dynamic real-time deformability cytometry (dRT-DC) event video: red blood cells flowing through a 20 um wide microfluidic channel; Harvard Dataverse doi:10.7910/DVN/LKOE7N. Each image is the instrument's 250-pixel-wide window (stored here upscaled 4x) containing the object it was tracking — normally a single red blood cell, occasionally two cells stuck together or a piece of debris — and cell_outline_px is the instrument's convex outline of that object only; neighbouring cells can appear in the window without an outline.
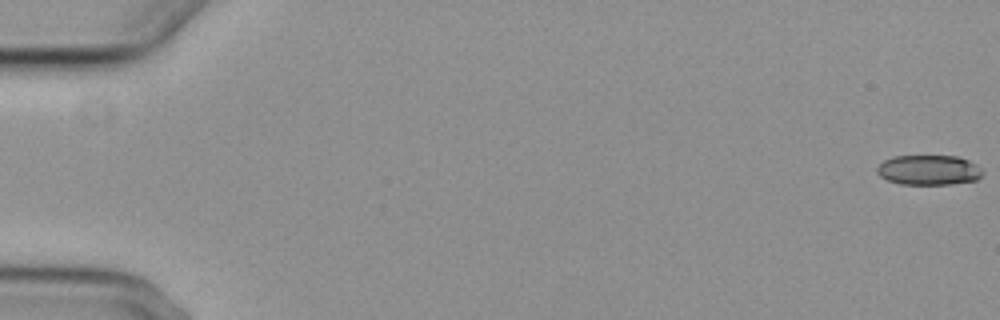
{"species": "common noctule bat (a hibernating species)", "species_latin": "Nyctalus noctula", "temperature_condition": "cold", "stored_images_in_passage": 40, "camera_frame_rate_fps": 3000, "um_per_image_px": 0.085, "animal": {"sex": "female", "body_mass_g": 29.2, "forearm_length_mm": 56.3}, "frame": {"image": 1, "passage_image": 1, "time_ms": 0.0, "image_size_px": [1000, 320], "cell_outline_px": [[984, 172], [976, 180], [952, 184], [900, 184], [888, 180], [880, 176], [876, 172], [876, 168], [884, 160], [892, 156], [960, 156], [976, 164]], "centroid_in_image_um": [78.94, 14.45], "position_along_channel_um": 6.1, "area_um2": 18.5}}
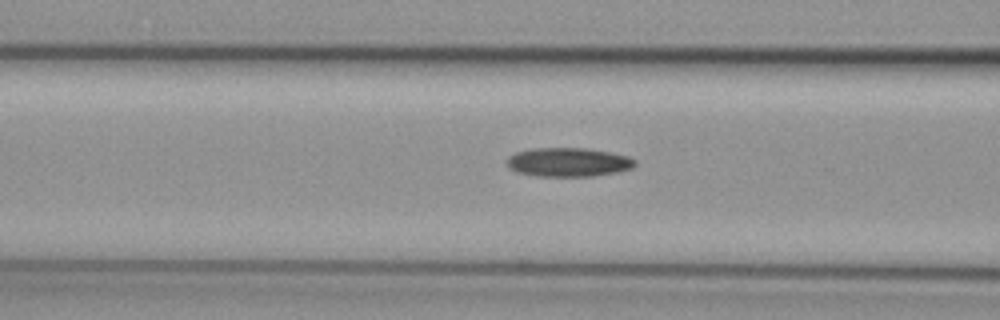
{"frame": {"image": 2, "passage_image": 24, "time_ms": 7.667, "image_size_px": [1000, 320], "cell_outline_px": [[636, 164], [632, 168], [620, 172], [592, 176], [536, 176], [516, 172], [508, 168], [508, 156], [516, 152], [536, 148], [588, 148], [628, 156], [636, 160]], "centroid_in_image_um": [48.32, 13.79], "position_along_channel_um": 118.3, "area_um2": 21.68}}
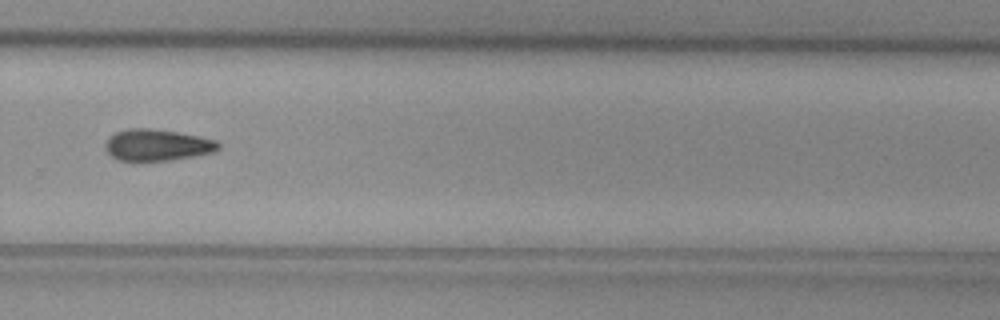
{"frame": {"image": 3, "passage_image": 40, "time_ms": 13.0, "image_size_px": [1000, 320], "cell_outline_px": [[220, 148], [212, 152], [192, 156], [168, 160], [136, 164], [116, 160], [104, 148], [104, 144], [108, 136], [116, 132], [128, 128], [148, 128], [176, 132], [200, 136], [216, 140], [220, 144]], "centroid_in_image_um": [13.27, 12.36], "position_along_channel_um": 316.5, "area_um2": 21.39}}